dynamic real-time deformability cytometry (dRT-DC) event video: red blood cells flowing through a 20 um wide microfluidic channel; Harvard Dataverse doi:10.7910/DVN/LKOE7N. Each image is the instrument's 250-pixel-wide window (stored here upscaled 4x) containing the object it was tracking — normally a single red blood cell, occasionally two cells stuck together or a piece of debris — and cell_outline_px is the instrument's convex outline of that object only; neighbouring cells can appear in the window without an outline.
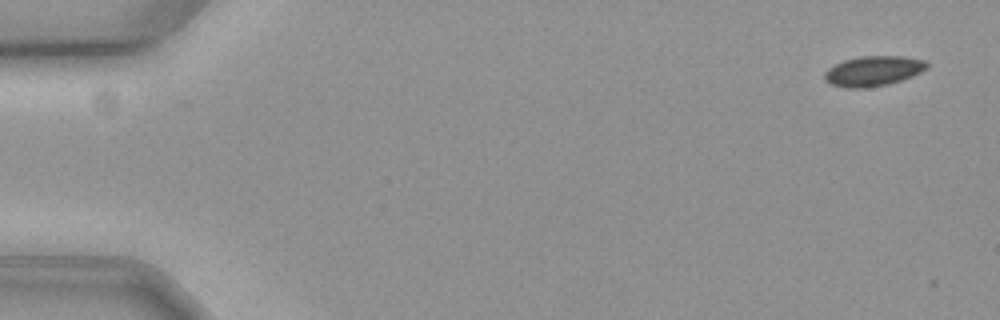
{"species": "common noctule bat (a hibernating species)", "species_latin": "Nyctalus noctula", "temperature_condition": "cold", "stored_images_in_passage": 59, "camera_frame_rate_fps": 3000, "um_per_image_px": 0.085, "animal": {"sex": "female", "body_mass_g": 19.3, "forearm_length_mm": 54.1}, "frame": {"image": 1, "passage_image": 3, "time_ms": 0.667, "image_size_px": [1000, 320], "cell_outline_px": [[928, 68], [912, 76], [888, 84], [864, 88], [844, 88], [832, 84], [824, 80], [824, 72], [828, 68], [844, 60], [860, 56], [904, 56], [924, 60], [928, 64]], "centroid_in_image_um": [74.21, 6.03], "position_along_channel_um": 10.8, "area_um2": 17.92}}
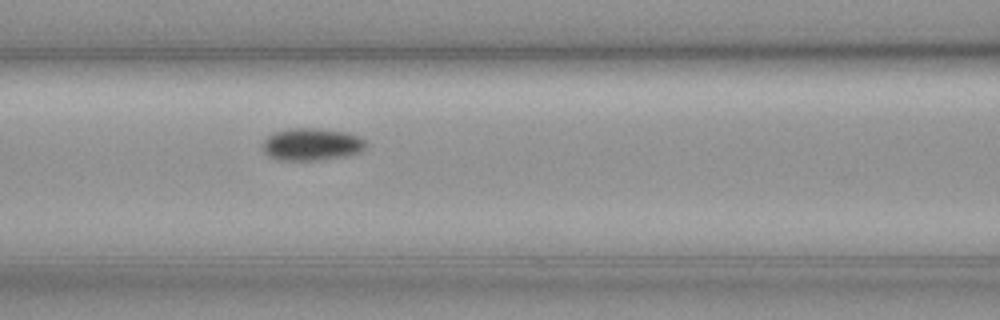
{"frame": {"image": 2, "passage_image": 26, "time_ms": 8.333, "image_size_px": [1000, 320], "cell_outline_px": [[368, 144], [360, 152], [344, 156], [320, 160], [280, 160], [268, 156], [264, 152], [260, 144], [272, 132], [288, 128], [320, 128], [348, 132], [360, 136]], "centroid_in_image_um": [26.47, 12.25], "position_along_channel_um": 140.1, "area_um2": 19.83}}
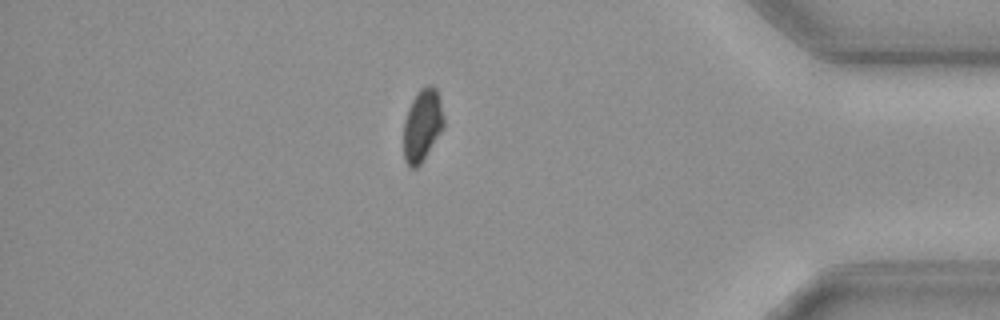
{"frame": {"image": 3, "passage_image": 51, "time_ms": 16.667, "image_size_px": [1000, 320], "cell_outline_px": [[444, 128], [420, 164], [416, 168], [408, 168], [404, 160], [404, 120], [408, 108], [412, 100], [420, 88], [428, 84], [432, 84], [436, 88], [440, 100], [444, 116]], "centroid_in_image_um": [35.9, 10.64], "position_along_channel_um": 399.3, "area_um2": 17.11}, "authors_computed_cell_mechanics": {"area_um2": 18.0336, "velocity_mm_per_s": 3.5546, "shape_relaxation_time_tau1_ms": 1.5474, "shape_relaxation_time_tau2_ms": null, "deformation_change_tau1": 0.0401, "deformation_change_tau2": null}}